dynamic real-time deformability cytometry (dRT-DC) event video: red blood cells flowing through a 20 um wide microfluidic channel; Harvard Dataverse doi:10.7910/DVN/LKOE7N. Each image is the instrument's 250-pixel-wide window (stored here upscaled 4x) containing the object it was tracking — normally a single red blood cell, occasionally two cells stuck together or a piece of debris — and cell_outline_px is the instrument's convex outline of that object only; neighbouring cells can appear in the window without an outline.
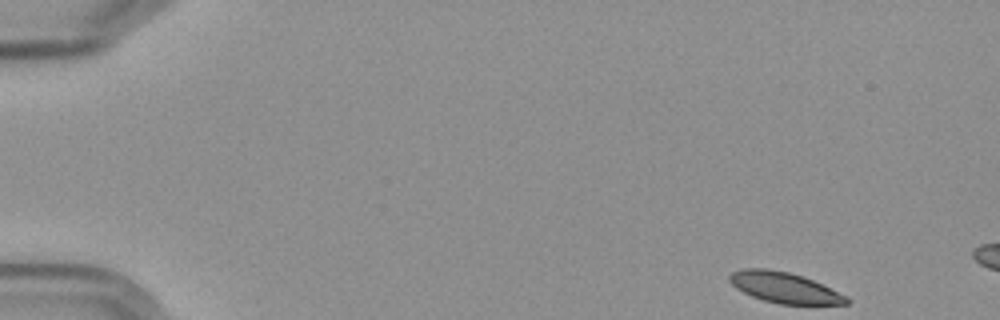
{"species": "Egyptian fruit bat (a non-hibernating species)", "species_latin": "Rousettus aegyptiacus", "temperature_condition": "cold", "stored_images_in_passage": 3, "camera_frame_rate_fps": 3000, "um_per_image_px": 0.085, "frame": {"image": 1, "passage_image": 1, "time_ms": 0.0, "image_size_px": [1000, 320], "cell_outline_px": [[848, 304], [780, 304], [764, 300], [752, 296], [736, 288], [728, 280], [728, 276], [732, 272], [744, 268], [764, 268], [788, 272], [812, 280], [848, 296]], "centroid_in_image_um": [66.65, 24.44], "position_along_channel_um": 18.4, "area_um2": 20.63}}